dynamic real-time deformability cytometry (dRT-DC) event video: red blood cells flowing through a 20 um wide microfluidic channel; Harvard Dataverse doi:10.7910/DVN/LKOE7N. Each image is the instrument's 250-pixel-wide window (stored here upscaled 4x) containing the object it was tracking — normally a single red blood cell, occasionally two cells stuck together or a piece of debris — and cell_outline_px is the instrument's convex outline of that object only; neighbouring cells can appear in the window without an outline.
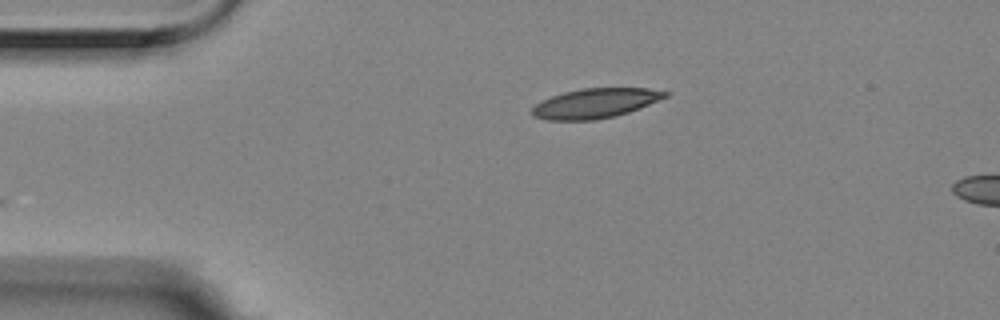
{"species": "Egyptian fruit bat (a non-hibernating species)", "species_latin": "Rousettus aegyptiacus", "temperature_condition": "room temperature", "stored_images_in_passage": 2, "camera_frame_rate_fps": 3000, "um_per_image_px": 0.085, "animal": {"sex": "female"}, "frame": {"image": 1, "passage_image": 2, "time_ms": 0.333, "image_size_px": [1000, 320], "cell_outline_px": [[668, 96], [640, 108], [616, 116], [596, 120], [544, 120], [532, 116], [532, 108], [540, 100], [564, 92], [580, 88], [648, 88], [668, 92]], "centroid_in_image_um": [50.57, 8.78], "position_along_channel_um": 34.4, "area_um2": 23.12}}